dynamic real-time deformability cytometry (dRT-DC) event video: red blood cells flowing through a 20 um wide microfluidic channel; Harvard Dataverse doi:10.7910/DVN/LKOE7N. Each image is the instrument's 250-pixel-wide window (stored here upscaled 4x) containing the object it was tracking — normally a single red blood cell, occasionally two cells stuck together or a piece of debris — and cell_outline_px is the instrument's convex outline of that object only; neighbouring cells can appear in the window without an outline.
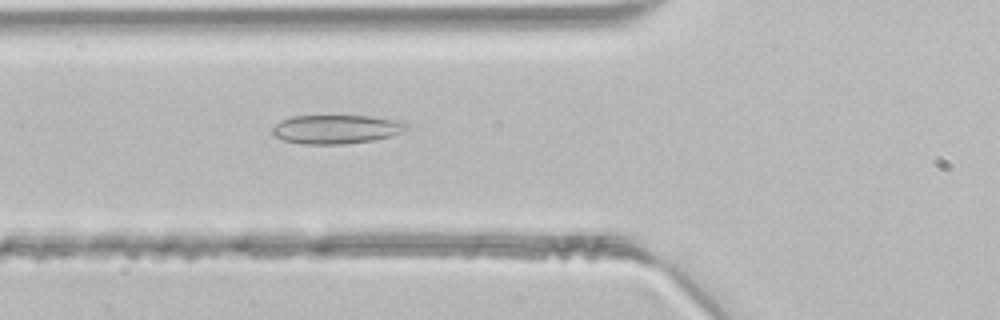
{"species": "common noctule bat (a hibernating species)", "species_latin": "Nyctalus noctula", "temperature_condition": "room temperature", "stored_images_in_passage": 37, "camera_frame_rate_fps": 3000, "um_per_image_px": 0.085, "animal": {"sex": "male", "body_mass_g": 21.5, "forearm_length_mm": 52.0}, "frame": {"image": 1, "passage_image": 8, "time_ms": 2.333, "image_size_px": [1000, 320], "cell_outline_px": [[408, 124], [400, 132], [392, 136], [372, 140], [344, 144], [304, 144], [284, 140], [276, 136], [272, 132], [272, 128], [276, 124], [292, 116], [368, 116], [404, 120]], "centroid_in_image_um": [28.61, 10.98], "position_along_channel_um": 97.2, "area_um2": 22.37}}
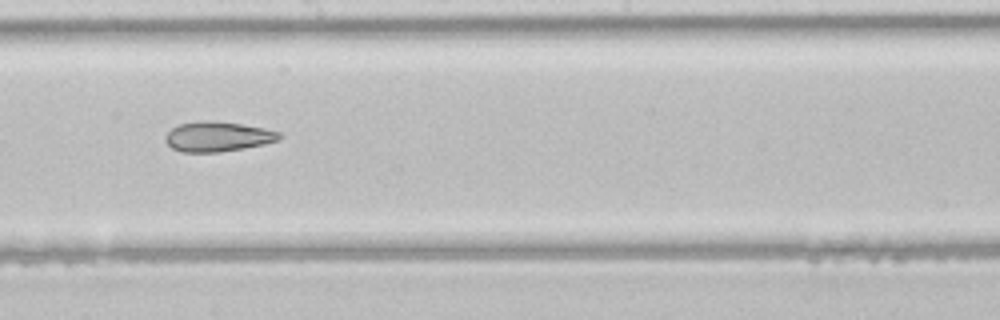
{"frame": {"image": 2, "passage_image": 17, "time_ms": 5.333, "image_size_px": [1000, 320], "cell_outline_px": [[280, 140], [264, 144], [244, 148], [220, 152], [180, 152], [172, 148], [164, 140], [164, 136], [172, 128], [180, 124], [200, 120], [208, 120], [240, 124], [264, 128], [280, 132]], "centroid_in_image_um": [18.48, 11.61], "position_along_channel_um": 229.7, "area_um2": 19.88}}
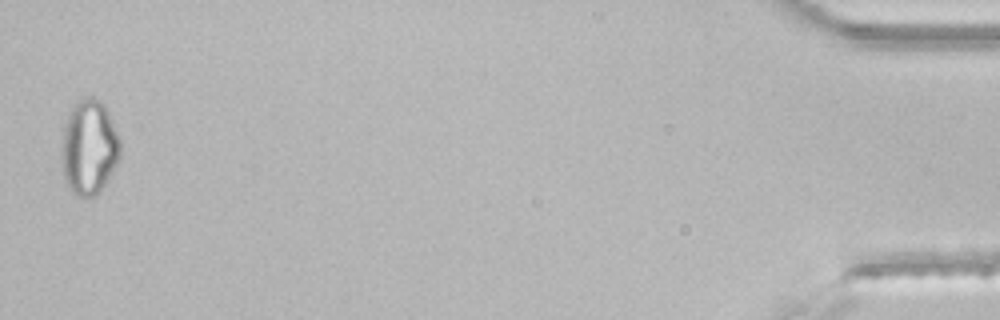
{"frame": {"image": 3, "passage_image": 37, "time_ms": 12.0, "image_size_px": [1000, 320], "cell_outline_px": [[120, 160], [116, 168], [100, 192], [96, 196], [76, 196], [68, 188], [64, 180], [60, 156], [60, 148], [64, 124], [72, 108], [84, 96], [100, 100], [104, 104], [108, 112], [120, 140]], "centroid_in_image_um": [7.56, 12.57], "position_along_channel_um": 427.6, "area_um2": 32.95}}